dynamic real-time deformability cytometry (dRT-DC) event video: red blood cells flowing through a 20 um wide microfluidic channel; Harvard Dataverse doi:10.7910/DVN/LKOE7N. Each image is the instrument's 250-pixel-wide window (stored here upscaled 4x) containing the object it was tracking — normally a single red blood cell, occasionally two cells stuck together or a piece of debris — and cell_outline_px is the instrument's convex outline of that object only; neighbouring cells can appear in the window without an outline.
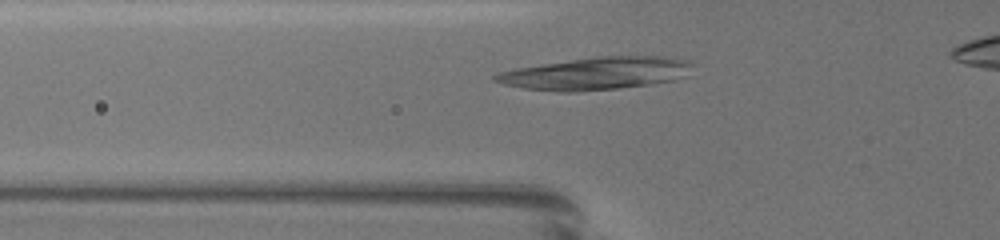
{"species": "common noctule bat (a hibernating species)", "species_latin": "Nyctalus noctula", "temperature_condition": "warm", "stored_images_in_passage": 3, "camera_frame_rate_fps": 3000, "um_per_image_px": 0.085, "animal": {"sex": "female", "body_mass_g": 19.5, "forearm_length_mm": 54.1}, "frame": {"image": 1, "passage_image": 2, "time_ms": 0.333, "image_size_px": [1000, 240], "cell_outline_px": [[688, 64], [672, 80], [648, 84], [616, 88], [576, 92], [556, 92], [524, 88], [504, 84], [492, 80], [492, 76], [500, 72], [520, 68], [600, 56], [656, 56], [676, 60]], "centroid_in_image_um": [50.42, 6.27], "position_along_channel_um": 75.4, "area_um2": 35.43}}